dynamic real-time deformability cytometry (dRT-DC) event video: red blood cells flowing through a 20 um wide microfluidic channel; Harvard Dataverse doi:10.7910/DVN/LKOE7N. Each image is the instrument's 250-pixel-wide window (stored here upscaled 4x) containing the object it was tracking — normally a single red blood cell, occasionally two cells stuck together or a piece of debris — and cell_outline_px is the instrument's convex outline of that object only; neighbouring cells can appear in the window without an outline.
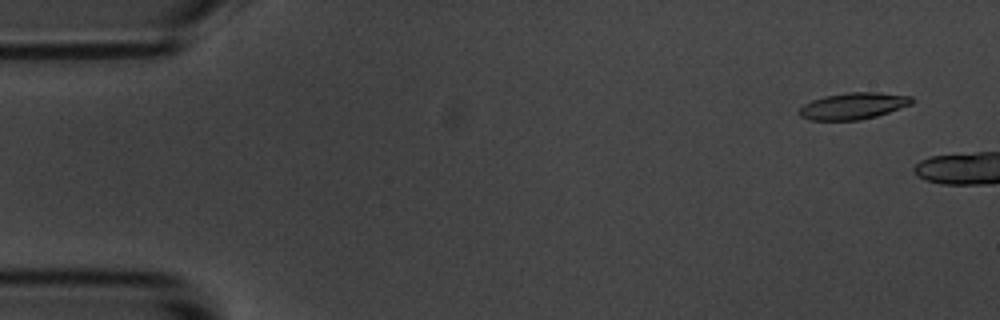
{"species": "common noctule bat (a hibernating species)", "species_latin": "Nyctalus noctula", "temperature_condition": "room temperature", "stored_images_in_passage": 4, "camera_frame_rate_fps": 3000, "um_per_image_px": 0.085, "animal": {"sex": "male", "body_mass_g": 20.1, "forearm_length_mm": 53.5}, "frame": {"image": 1, "passage_image": 2, "time_ms": 1.0, "image_size_px": [1000, 320], "cell_outline_px": [[916, 100], [912, 104], [876, 116], [860, 120], [808, 120], [800, 116], [796, 112], [804, 104], [812, 100], [824, 96], [848, 92], [880, 92], [912, 96]], "centroid_in_image_um": [72.53, 9.0], "position_along_channel_um": 12.5, "area_um2": 17.63}}